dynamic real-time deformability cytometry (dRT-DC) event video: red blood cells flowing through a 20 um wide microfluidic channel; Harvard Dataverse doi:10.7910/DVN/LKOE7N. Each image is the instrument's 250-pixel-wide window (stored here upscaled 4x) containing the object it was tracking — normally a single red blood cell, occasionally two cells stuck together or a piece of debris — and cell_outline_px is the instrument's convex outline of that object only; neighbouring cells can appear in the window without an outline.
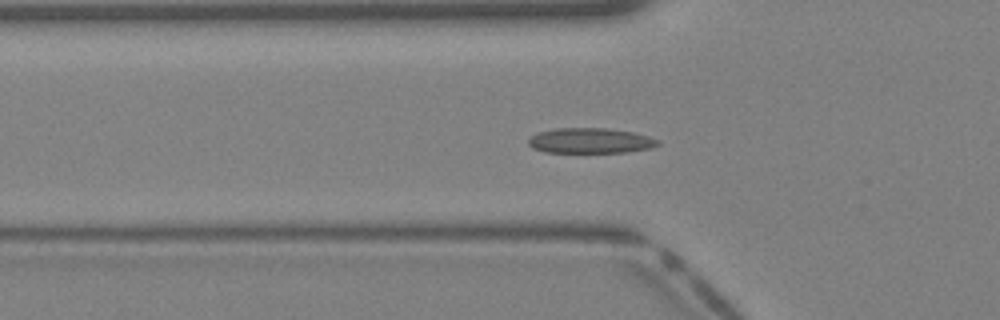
{"species": "Egyptian fruit bat (a non-hibernating species)", "species_latin": "Rousettus aegyptiacus", "temperature_condition": "warm", "stored_images_in_passage": 40, "camera_frame_rate_fps": 3000, "um_per_image_px": 0.085, "animal": {"sex": "female"}, "frame": {"image": 1, "passage_image": 13, "time_ms": 4.0, "image_size_px": [1000, 320], "cell_outline_px": [[660, 144], [652, 148], [628, 152], [544, 152], [532, 148], [528, 144], [528, 140], [536, 132], [556, 128], [604, 128], [632, 132], [648, 136], [660, 140]], "centroid_in_image_um": [50.18, 11.96], "position_along_channel_um": 75.6, "area_um2": 19.13}}
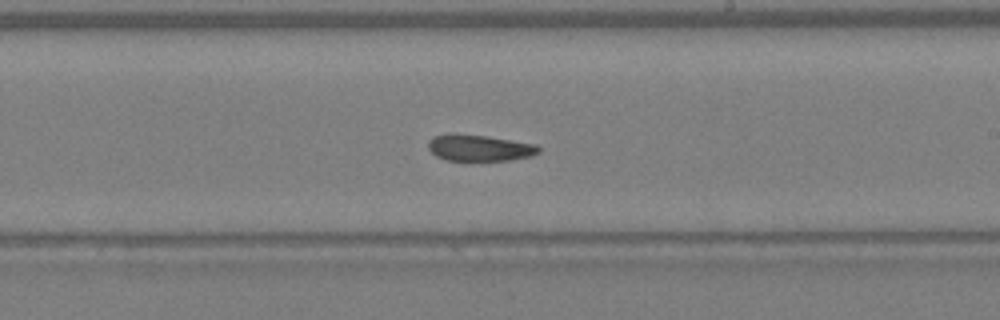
{"frame": {"image": 2, "passage_image": 23, "time_ms": 7.333, "image_size_px": [1000, 320], "cell_outline_px": [[540, 152], [532, 156], [508, 160], [448, 160], [436, 156], [428, 148], [428, 140], [432, 136], [484, 136], [536, 144], [540, 148]], "centroid_in_image_um": [40.8, 12.6], "position_along_channel_um": 248.2, "area_um2": 16.24}}
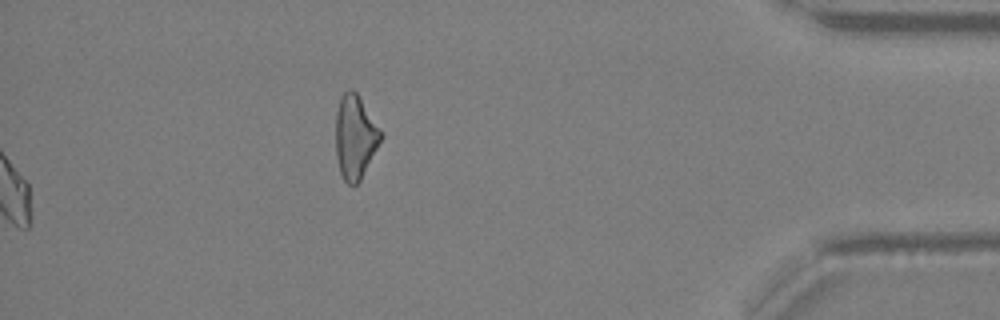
{"frame": {"image": 3, "passage_image": 40, "time_ms": 13.0, "image_size_px": [1000, 320], "cell_outline_px": [[384, 136], [360, 180], [356, 184], [348, 184], [344, 180], [340, 172], [336, 156], [336, 112], [340, 100], [344, 92], [348, 88], [352, 88], [356, 92], [384, 132]], "centroid_in_image_um": [30.21, 11.62], "position_along_channel_um": 405.0, "area_um2": 22.14}}